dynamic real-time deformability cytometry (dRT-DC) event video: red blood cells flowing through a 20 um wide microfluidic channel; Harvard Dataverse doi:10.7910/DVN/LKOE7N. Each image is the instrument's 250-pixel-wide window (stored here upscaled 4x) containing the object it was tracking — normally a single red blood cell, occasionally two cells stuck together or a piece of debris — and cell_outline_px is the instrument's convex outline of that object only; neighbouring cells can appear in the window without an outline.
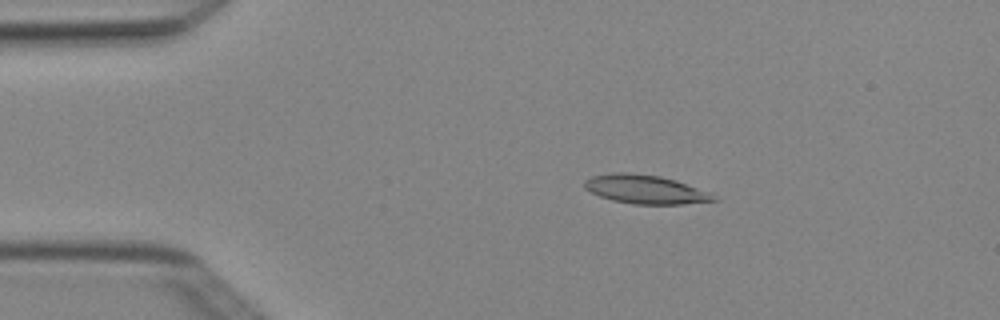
{"species": "Egyptian fruit bat (a non-hibernating species)", "species_latin": "Rousettus aegyptiacus", "temperature_condition": "cold", "stored_images_in_passage": 5, "camera_frame_rate_fps": 3000, "um_per_image_px": 0.085, "animal": {"sex": "female"}, "frame": {"image": 1, "passage_image": 3, "time_ms": 0.667, "image_size_px": [1000, 320], "cell_outline_px": [[720, 200], [684, 204], [632, 204], [612, 200], [600, 196], [584, 188], [584, 180], [592, 176], [612, 172], [628, 172], [660, 176], [676, 180], [708, 192], [716, 196]], "centroid_in_image_um": [54.85, 16.09], "position_along_channel_um": 30.2, "area_um2": 21.68}}
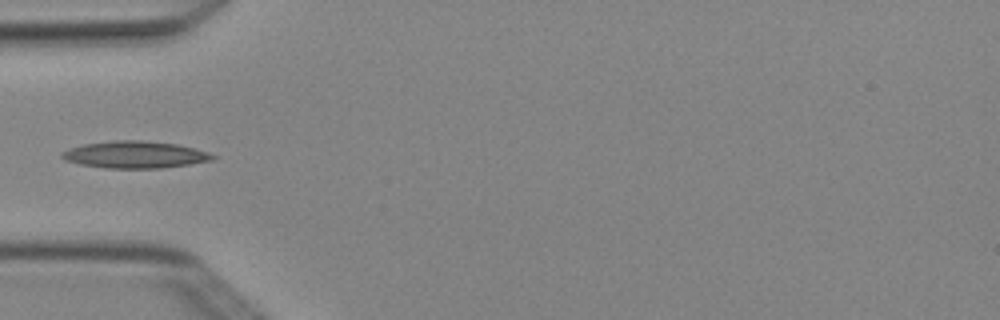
{"frame": {"image": 2, "passage_image": 5, "time_ms": 1.333, "image_size_px": [1000, 320], "cell_outline_px": [[216, 156], [212, 160], [188, 164], [160, 168], [104, 168], [80, 164], [64, 160], [60, 156], [60, 152], [68, 148], [84, 144], [116, 140], [140, 140], [176, 144], [208, 152]], "centroid_in_image_um": [11.4, 13.14], "position_along_channel_um": 73.6, "area_um2": 23.58}}